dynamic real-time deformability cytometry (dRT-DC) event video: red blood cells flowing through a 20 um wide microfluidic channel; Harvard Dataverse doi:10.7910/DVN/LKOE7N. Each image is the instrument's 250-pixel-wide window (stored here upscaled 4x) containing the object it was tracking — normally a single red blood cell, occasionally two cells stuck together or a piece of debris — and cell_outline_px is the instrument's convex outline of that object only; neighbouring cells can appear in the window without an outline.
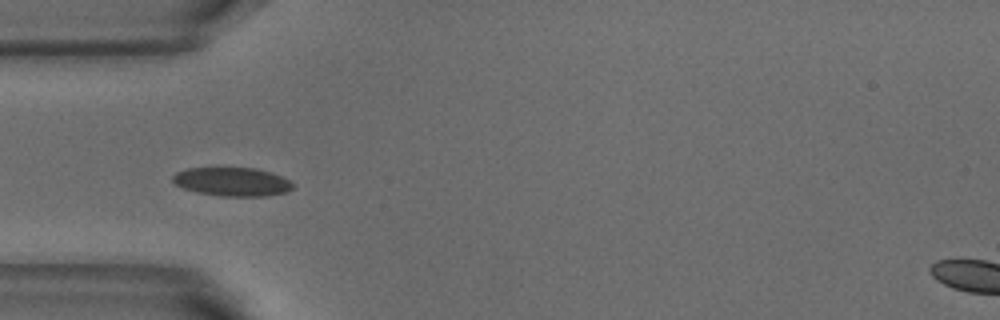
{"species": "common noctule bat (a hibernating species)", "species_latin": "Nyctalus noctula", "temperature_condition": "warm", "stored_images_in_passage": 3, "camera_frame_rate_fps": 3000, "um_per_image_px": 0.085, "animal": {"sex": "male", "body_mass_g": 18.8}, "frame": {"image": 1, "passage_image": 3, "time_ms": 0.667, "image_size_px": [1000, 320], "cell_outline_px": [[292, 188], [288, 192], [264, 196], [220, 196], [196, 192], [184, 188], [176, 184], [172, 180], [172, 176], [176, 172], [188, 168], [256, 168], [272, 172], [288, 180], [292, 184]], "centroid_in_image_um": [19.72, 15.45], "position_along_channel_um": 65.3, "area_um2": 20.0}}